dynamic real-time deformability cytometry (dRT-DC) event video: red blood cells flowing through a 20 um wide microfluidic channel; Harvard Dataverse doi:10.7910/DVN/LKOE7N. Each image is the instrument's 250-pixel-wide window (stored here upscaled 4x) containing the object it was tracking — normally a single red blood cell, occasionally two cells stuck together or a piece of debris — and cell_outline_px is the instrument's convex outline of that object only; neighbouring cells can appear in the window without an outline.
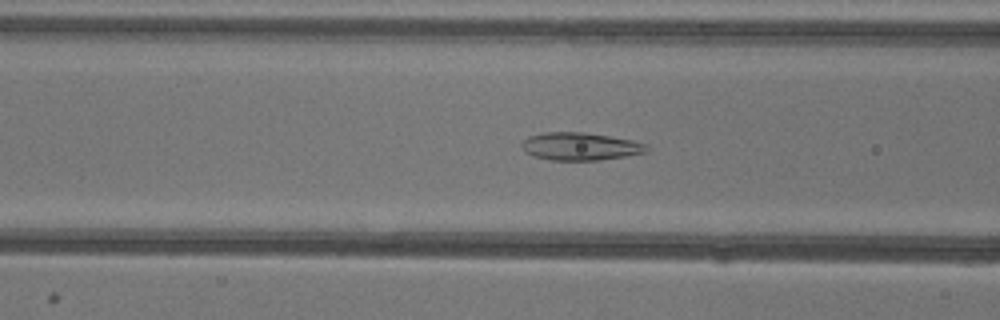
{"species": "common noctule bat (a hibernating species)", "species_latin": "Nyctalus noctula", "temperature_condition": "warm", "stored_images_in_passage": 52, "camera_frame_rate_fps": 3000, "um_per_image_px": 0.085, "animal": {"sex": "female"}, "frame": {"image": 1, "passage_image": 20, "time_ms": 6.333, "image_size_px": [1000, 320], "cell_outline_px": [[648, 152], [600, 160], [552, 160], [532, 156], [524, 152], [520, 144], [528, 136], [544, 132], [580, 132], [608, 136], [632, 140], [648, 144]], "centroid_in_image_um": [49.29, 12.44], "position_along_channel_um": 117.3, "area_um2": 20.23}}
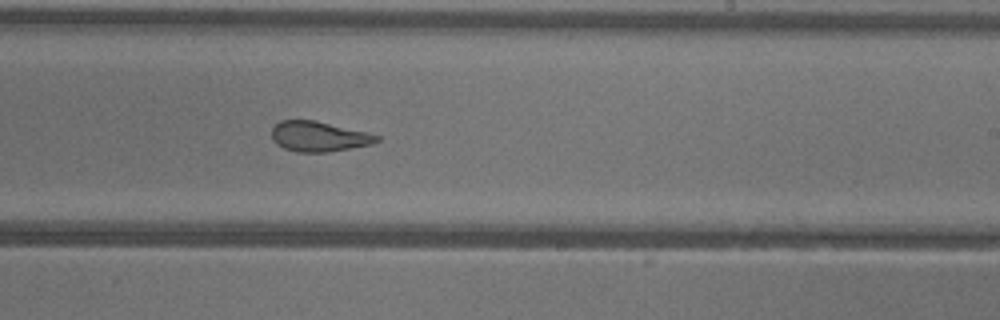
{"frame": {"image": 2, "passage_image": 31, "time_ms": 10.0, "image_size_px": [1000, 320], "cell_outline_px": [[380, 140], [372, 144], [328, 152], [296, 152], [284, 148], [276, 144], [272, 140], [272, 128], [280, 120], [316, 120], [368, 132], [380, 136]], "centroid_in_image_um": [27.1, 11.59], "position_along_channel_um": 261.9, "area_um2": 18.61}}
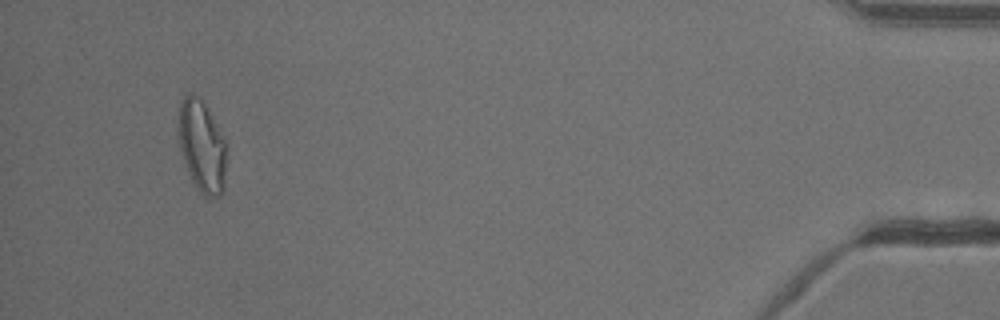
{"frame": {"image": 3, "passage_image": 49, "time_ms": 16.0, "image_size_px": [1000, 320], "cell_outline_px": [[224, 188], [220, 196], [208, 200], [200, 192], [192, 180], [184, 160], [180, 148], [176, 132], [176, 120], [180, 100], [188, 92], [192, 92], [200, 96], [208, 108], [224, 140]], "centroid_in_image_um": [17.09, 12.36], "position_along_channel_um": 418.1, "area_um2": 26.07}, "authors_computed_cell_mechanics": {"area_um2": 22.253, "velocity_mm_per_s": 3.9478, "shape_relaxation_time_tau1_ms": null, "shape_relaxation_time_tau2_ms": 1.1372, "deformation_change_tau1": null, "deformation_change_tau2": 0.0959}}